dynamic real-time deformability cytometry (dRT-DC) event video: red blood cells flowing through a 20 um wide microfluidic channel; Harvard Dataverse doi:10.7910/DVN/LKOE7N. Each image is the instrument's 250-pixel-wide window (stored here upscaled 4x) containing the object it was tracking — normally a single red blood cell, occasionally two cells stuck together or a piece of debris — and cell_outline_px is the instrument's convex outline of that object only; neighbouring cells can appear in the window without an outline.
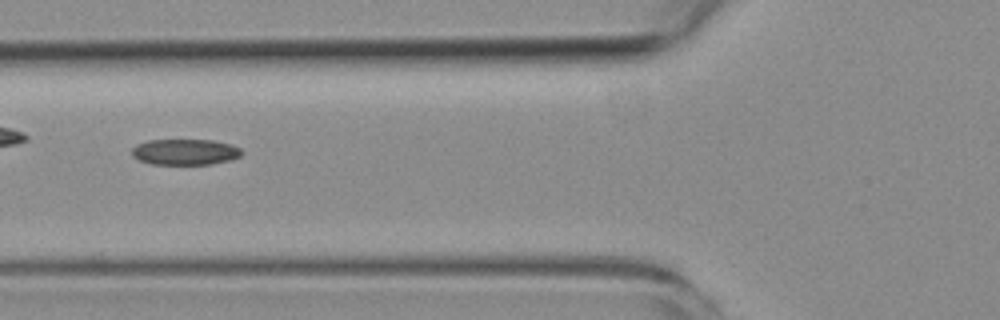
{"species": "common noctule bat (a hibernating species)", "species_latin": "Nyctalus noctula", "temperature_condition": "room temperature", "stored_images_in_passage": 6, "camera_frame_rate_fps": 3000, "um_per_image_px": 0.085, "animal": {"sex": "female", "body_mass_g": 19.3, "forearm_length_mm": 54.1}, "frame": {"image": 1, "passage_image": 6, "time_ms": 6.0, "image_size_px": [1000, 320], "cell_outline_px": [[244, 152], [240, 156], [228, 160], [212, 164], [152, 164], [140, 160], [132, 156], [132, 148], [136, 144], [148, 140], [212, 140], [232, 144], [240, 148]], "centroid_in_image_um": [15.74, 12.91], "position_along_channel_um": 110.1, "area_um2": 16.59}}